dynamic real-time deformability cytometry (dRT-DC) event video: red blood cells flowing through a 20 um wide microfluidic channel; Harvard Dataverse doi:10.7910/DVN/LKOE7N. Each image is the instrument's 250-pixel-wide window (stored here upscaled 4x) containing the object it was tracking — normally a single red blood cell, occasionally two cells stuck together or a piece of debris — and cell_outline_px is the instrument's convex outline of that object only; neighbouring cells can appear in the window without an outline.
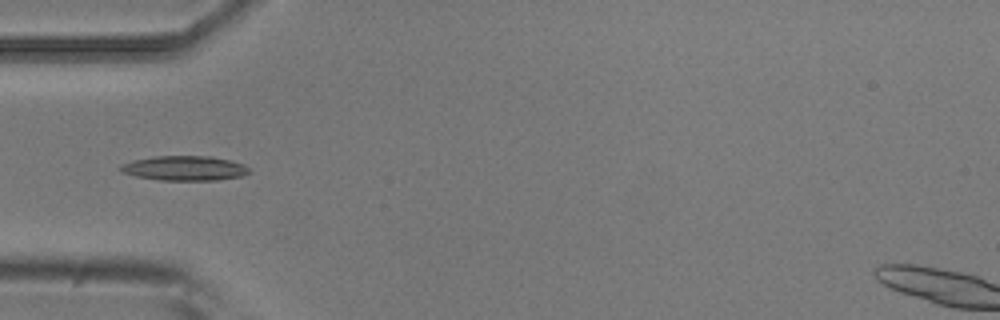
{"species": "common noctule bat (a hibernating species)", "species_latin": "Nyctalus noctula", "temperature_condition": "room temperature", "stored_images_in_passage": 7, "camera_frame_rate_fps": 3000, "um_per_image_px": 0.085, "animal": {"sex": "male", "body_mass_g": 20.5, "forearm_length_mm": 52.5}, "frame": {"image": 1, "passage_image": 4, "time_ms": 1.0, "image_size_px": [1000, 320], "cell_outline_px": [[248, 172], [240, 176], [216, 180], [160, 180], [136, 176], [120, 172], [120, 164], [132, 160], [156, 156], [212, 156], [244, 164], [248, 168]], "centroid_in_image_um": [15.63, 14.29], "position_along_channel_um": 69.4, "area_um2": 18.38}}
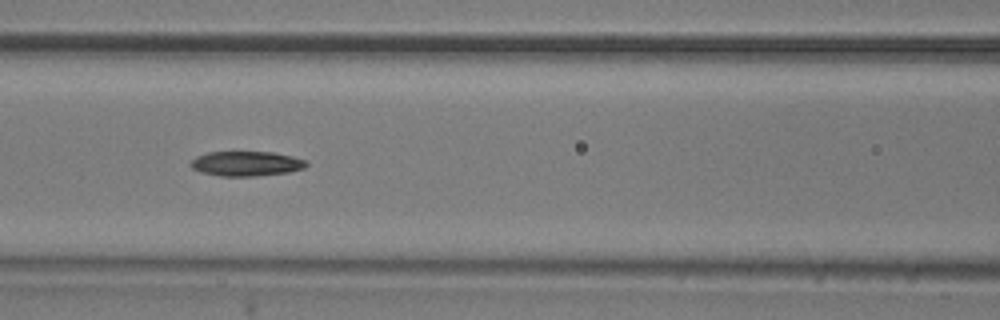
{"frame": {"image": 2, "passage_image": 6, "time_ms": 1.667, "image_size_px": [1000, 320], "cell_outline_px": [[308, 164], [304, 168], [288, 172], [252, 176], [220, 176], [200, 172], [192, 168], [188, 164], [196, 156], [208, 152], [272, 152], [292, 156], [304, 160]], "centroid_in_image_um": [20.89, 13.91], "position_along_channel_um": 145.7, "area_um2": 16.65}}
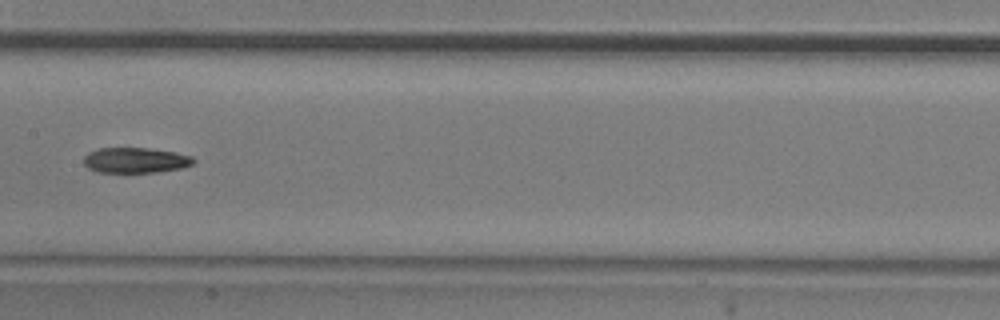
{"frame": {"image": 3, "passage_image": 7, "time_ms": 2.0, "image_size_px": [1000, 320], "cell_outline_px": [[196, 160], [192, 164], [180, 168], [156, 172], [96, 172], [88, 168], [84, 164], [84, 156], [88, 152], [100, 148], [148, 148], [176, 152], [192, 156]], "centroid_in_image_um": [11.5, 13.61], "position_along_channel_um": 195.9, "area_um2": 16.24}}